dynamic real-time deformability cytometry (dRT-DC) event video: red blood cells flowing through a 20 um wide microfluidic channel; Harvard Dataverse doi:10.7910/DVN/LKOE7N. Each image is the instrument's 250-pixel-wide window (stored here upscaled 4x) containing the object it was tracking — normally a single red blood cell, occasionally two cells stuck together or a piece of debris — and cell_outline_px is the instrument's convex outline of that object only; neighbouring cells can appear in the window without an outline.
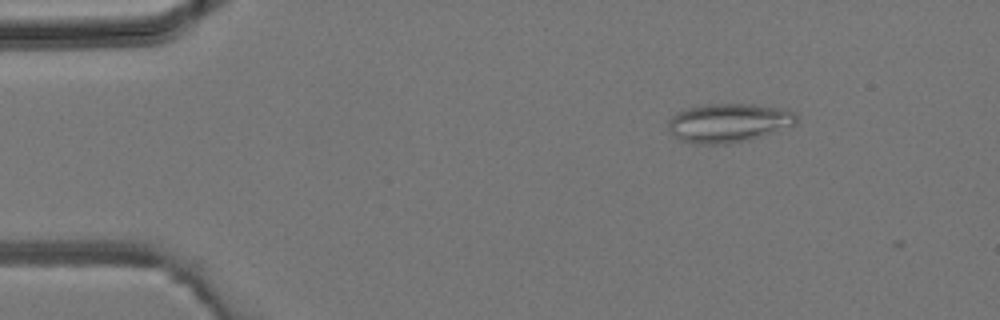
{"species": "common noctule bat (a hibernating species)", "species_latin": "Nyctalus noctula", "temperature_condition": "room temperature", "stored_images_in_passage": 4, "camera_frame_rate_fps": 3000, "um_per_image_px": 0.085, "animal": {"sex": "male", "body_mass_g": 19.2, "forearm_length_mm": 51.8}, "frame": {"image": 1, "passage_image": 3, "time_ms": 0.667, "image_size_px": [1000, 320], "cell_outline_px": [[796, 124], [776, 132], [748, 140], [728, 144], [696, 144], [680, 140], [668, 128], [668, 120], [672, 116], [688, 108], [704, 104], [752, 104], [780, 108], [792, 112], [796, 116]], "centroid_in_image_um": [61.93, 10.45], "position_along_channel_um": 23.1, "area_um2": 28.9}}